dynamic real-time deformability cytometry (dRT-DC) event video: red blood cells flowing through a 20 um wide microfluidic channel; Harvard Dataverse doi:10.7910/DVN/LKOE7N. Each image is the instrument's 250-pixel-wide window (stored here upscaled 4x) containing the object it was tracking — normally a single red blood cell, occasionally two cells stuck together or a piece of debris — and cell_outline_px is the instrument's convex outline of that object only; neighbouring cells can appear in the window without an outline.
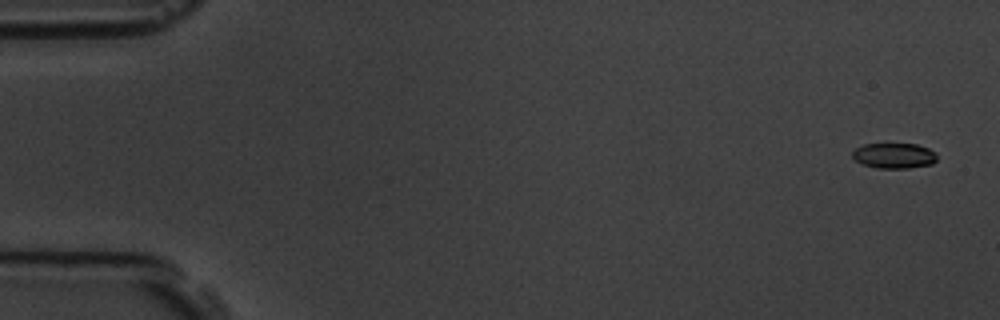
{"species": "common noctule bat (a hibernating species)", "species_latin": "Nyctalus noctula", "temperature_condition": "room temperature", "stored_images_in_passage": 5, "camera_frame_rate_fps": 3000, "um_per_image_px": 0.085, "animal": {"sex": "male", "body_mass_g": 19.5, "forearm_length_mm": 54.6}, "frame": {"image": 1, "passage_image": 1, "time_ms": 0.0, "image_size_px": [1000, 320], "cell_outline_px": [[936, 160], [932, 164], [908, 168], [876, 168], [864, 164], [856, 160], [852, 156], [852, 152], [856, 148], [864, 144], [916, 144], [928, 148], [936, 152]], "centroid_in_image_um": [76.01, 13.23], "position_along_channel_um": 9.0, "area_um2": 12.43}}
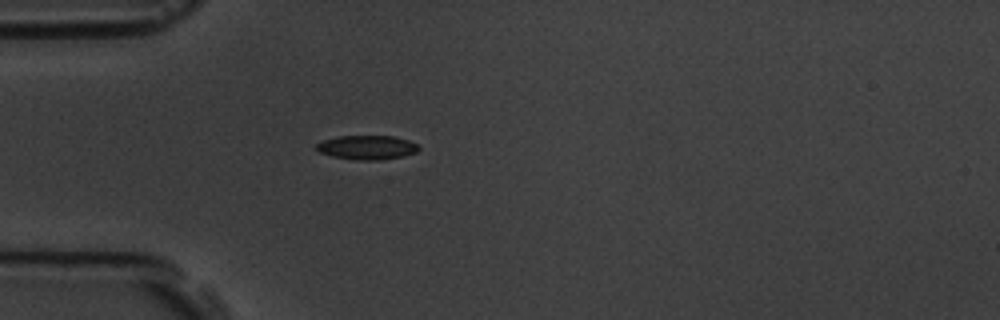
{"frame": {"image": 2, "passage_image": 5, "time_ms": 4.667, "image_size_px": [1000, 320], "cell_outline_px": [[420, 148], [416, 152], [404, 156], [380, 160], [356, 160], [332, 156], [320, 152], [316, 148], [316, 144], [324, 140], [340, 136], [392, 136], [408, 140], [416, 144]], "centroid_in_image_um": [31.21, 12.54], "position_along_channel_um": 53.8, "area_um2": 14.28}}